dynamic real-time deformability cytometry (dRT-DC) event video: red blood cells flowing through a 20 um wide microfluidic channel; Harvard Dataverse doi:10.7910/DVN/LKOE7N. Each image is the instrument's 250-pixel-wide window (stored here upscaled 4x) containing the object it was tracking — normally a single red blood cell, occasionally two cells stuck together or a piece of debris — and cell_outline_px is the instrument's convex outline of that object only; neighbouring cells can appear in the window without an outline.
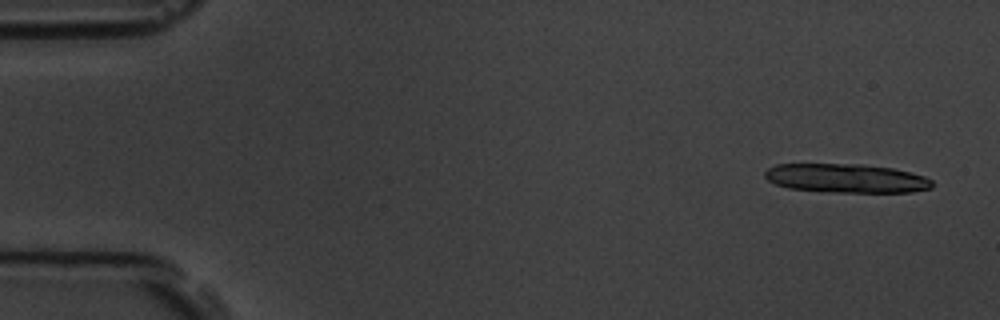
{"species": "common noctule bat (a hibernating species)", "species_latin": "Nyctalus noctula", "temperature_condition": "room temperature", "stored_images_in_passage": 5, "camera_frame_rate_fps": 3000, "um_per_image_px": 0.085, "animal": {"sex": "male", "body_mass_g": 19.5, "forearm_length_mm": 54.6}, "frame": {"image": 1, "passage_image": 1, "time_ms": 0.0, "image_size_px": [1000, 320], "cell_outline_px": [[932, 188], [912, 192], [828, 192], [788, 188], [776, 184], [768, 180], [764, 176], [764, 172], [768, 168], [776, 164], [860, 164], [892, 168], [924, 176], [932, 180]], "centroid_in_image_um": [71.91, 15.15], "position_along_channel_um": 13.1, "area_um2": 28.21}}
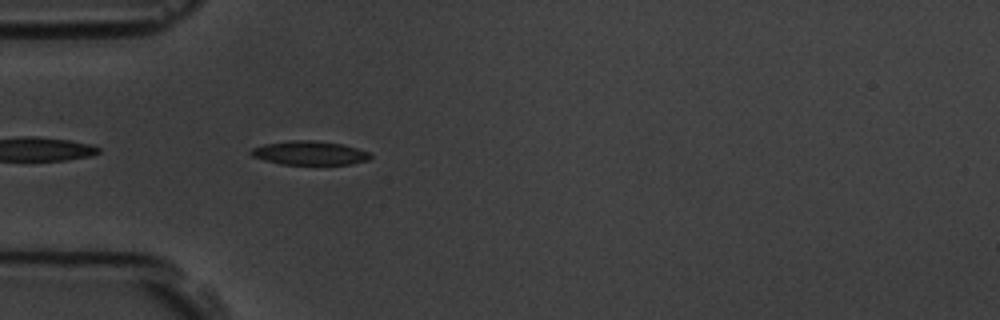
{"frame": {"image": 2, "passage_image": 5, "time_ms": 4.667, "image_size_px": [1000, 320], "cell_outline_px": [[372, 156], [368, 160], [352, 164], [280, 164], [264, 160], [252, 156], [248, 152], [252, 148], [264, 144], [292, 140], [312, 140], [344, 144], [372, 152]], "centroid_in_image_um": [26.34, 13.0], "position_along_channel_um": 58.7, "area_um2": 16.76}}